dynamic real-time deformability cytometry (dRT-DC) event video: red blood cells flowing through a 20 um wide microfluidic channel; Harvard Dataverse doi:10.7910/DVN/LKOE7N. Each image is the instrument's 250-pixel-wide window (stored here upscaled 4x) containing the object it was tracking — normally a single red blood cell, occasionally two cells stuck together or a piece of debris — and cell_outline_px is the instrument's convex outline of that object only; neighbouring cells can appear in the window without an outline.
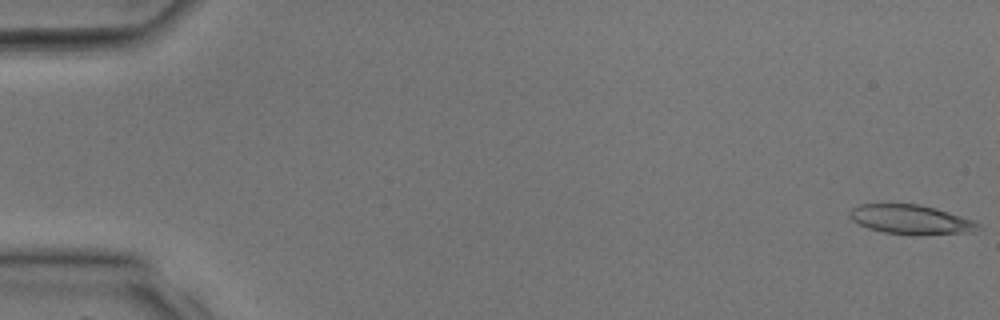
{"species": "common noctule bat (a hibernating species)", "species_latin": "Nyctalus noctula", "temperature_condition": "room temperature", "stored_images_in_passage": 32, "camera_frame_rate_fps": 3000, "um_per_image_px": 0.085, "animal": {"sex": "male", "body_mass_g": 17.9, "forearm_length_mm": 54.2}, "frame": {"image": 1, "passage_image": 1, "time_ms": 0.0, "image_size_px": [1000, 320], "cell_outline_px": [[980, 228], [972, 232], [884, 232], [868, 228], [852, 220], [848, 216], [852, 208], [860, 204], [920, 204], [936, 208], [972, 220], [980, 224]], "centroid_in_image_um": [77.36, 18.6], "position_along_channel_um": 7.6, "area_um2": 20.81}}
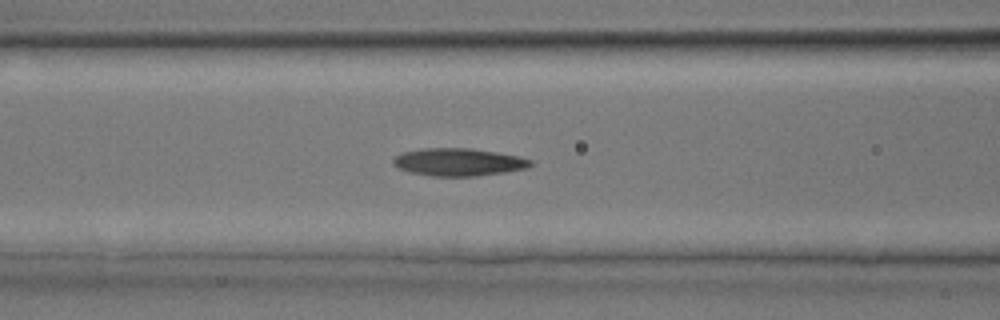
{"frame": {"image": 2, "passage_image": 14, "time_ms": 4.333, "image_size_px": [1000, 320], "cell_outline_px": [[532, 164], [528, 168], [504, 172], [476, 176], [432, 176], [412, 172], [400, 168], [392, 164], [392, 160], [396, 156], [404, 152], [424, 148], [472, 148], [520, 156], [532, 160]], "centroid_in_image_um": [39.01, 13.77], "position_along_channel_um": 127.6, "area_um2": 22.02}}
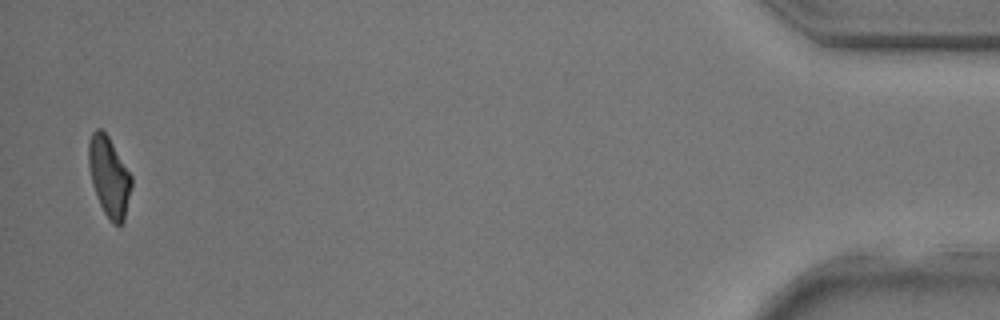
{"frame": {"image": 3, "passage_image": 32, "time_ms": 10.333, "image_size_px": [1000, 320], "cell_outline_px": [[132, 188], [124, 220], [120, 224], [112, 224], [104, 212], [100, 204], [92, 184], [88, 164], [88, 144], [92, 132], [96, 128], [100, 128], [108, 136], [132, 176]], "centroid_in_image_um": [9.27, 15.01], "position_along_channel_um": 425.9, "area_um2": 19.88}}